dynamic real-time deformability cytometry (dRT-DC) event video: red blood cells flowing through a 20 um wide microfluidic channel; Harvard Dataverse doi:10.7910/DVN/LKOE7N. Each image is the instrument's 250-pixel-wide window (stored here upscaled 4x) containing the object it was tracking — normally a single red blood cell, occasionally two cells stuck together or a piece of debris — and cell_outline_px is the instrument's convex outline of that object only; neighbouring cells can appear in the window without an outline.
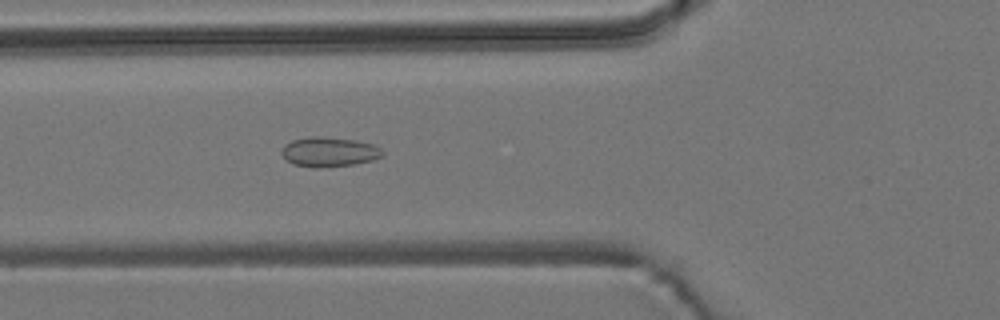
{"species": "common noctule bat (a hibernating species)", "species_latin": "Nyctalus noctula", "temperature_condition": "room temperature", "stored_images_in_passage": 44, "camera_frame_rate_fps": 3000, "um_per_image_px": 0.085, "animal": {"sex": "male", "body_mass_g": 19.2, "forearm_length_mm": 51.8}, "frame": {"image": 1, "passage_image": 9, "time_ms": 2.667, "image_size_px": [1000, 320], "cell_outline_px": [[384, 156], [372, 160], [352, 164], [316, 168], [312, 168], [292, 164], [280, 152], [284, 144], [292, 140], [312, 136], [320, 136], [356, 140], [372, 144], [380, 148], [384, 152]], "centroid_in_image_um": [27.96, 12.91], "position_along_channel_um": 97.8, "area_um2": 17.46}}
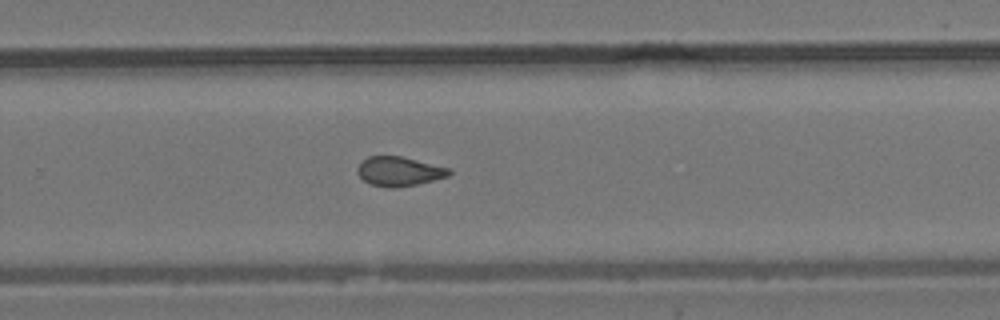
{"frame": {"image": 2, "passage_image": 25, "time_ms": 8.0, "image_size_px": [1000, 320], "cell_outline_px": [[452, 172], [448, 176], [416, 184], [396, 188], [388, 188], [368, 184], [356, 172], [356, 168], [368, 156], [400, 156], [452, 168]], "centroid_in_image_um": [33.92, 14.57], "position_along_channel_um": 295.9, "area_um2": 15.72}}
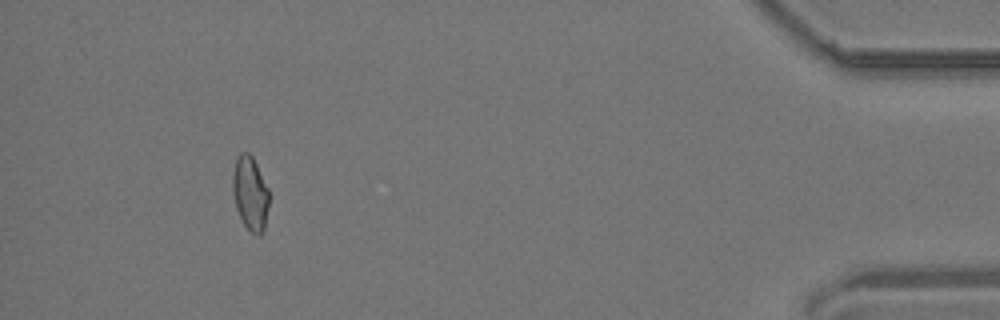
{"frame": {"image": 3, "passage_image": 40, "time_ms": 13.0, "image_size_px": [1000, 320], "cell_outline_px": [[268, 204], [264, 228], [260, 236], [256, 236], [244, 224], [236, 208], [232, 192], [232, 172], [236, 156], [240, 152], [248, 152], [252, 156], [268, 188]], "centroid_in_image_um": [21.24, 16.4], "position_along_channel_um": 414.0, "area_um2": 15.66}, "authors_computed_cell_mechanics": {"area_um2": 15.9528, "velocity_mm_per_s": 3.7198, "shape_relaxation_time_tau1_ms": null, "shape_relaxation_time_tau2_ms": 1.5745, "deformation_change_tau1": null, "deformation_change_tau2": 0.0834}}